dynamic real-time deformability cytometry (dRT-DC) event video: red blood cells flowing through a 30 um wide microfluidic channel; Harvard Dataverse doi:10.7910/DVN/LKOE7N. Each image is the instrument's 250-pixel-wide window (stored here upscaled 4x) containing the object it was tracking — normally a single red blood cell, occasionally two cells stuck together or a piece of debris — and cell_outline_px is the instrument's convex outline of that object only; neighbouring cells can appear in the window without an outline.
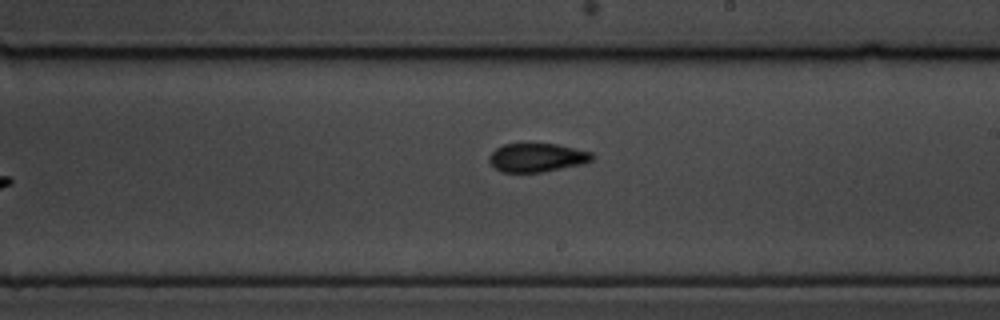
{"species": "common noctule bat (a hibernating species)", "species_latin": "Nyctalus noctula", "temperature_condition": "cold", "stored_images_in_passage": 9, "camera_frame_rate_fps": 3000, "um_per_image_px": 0.085, "animal": {"sex": "male", "body_mass_g": 19.5, "forearm_length_mm": 54.6}, "frame": {"image": 1, "passage_image": 9, "time_ms": 9.0, "image_size_px": [1000, 320], "cell_outline_px": [[596, 156], [592, 160], [580, 164], [544, 172], [500, 172], [488, 160], [488, 156], [496, 148], [504, 144], [556, 144], [592, 152]], "centroid_in_image_um": [45.64, 13.39], "position_along_channel_um": 243.4, "area_um2": 17.11}}